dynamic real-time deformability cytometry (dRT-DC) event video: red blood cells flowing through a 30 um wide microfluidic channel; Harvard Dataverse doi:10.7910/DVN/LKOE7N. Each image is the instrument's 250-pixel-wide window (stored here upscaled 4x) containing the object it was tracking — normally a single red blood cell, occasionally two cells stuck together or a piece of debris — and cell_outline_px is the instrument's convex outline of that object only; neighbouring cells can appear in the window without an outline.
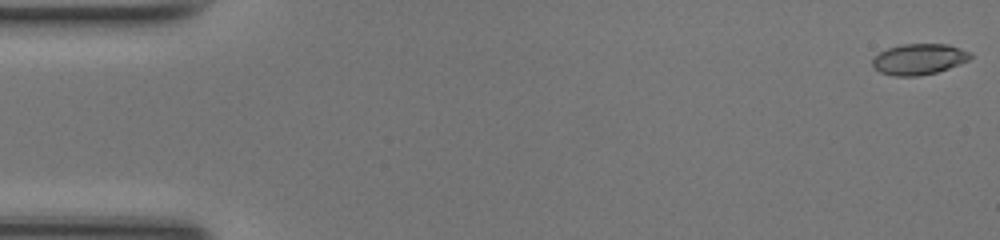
{"species": "common noctule bat (a hibernating species)", "species_latin": "Nyctalus noctula", "temperature_condition": "room temperature", "stored_images_in_passage": 49, "camera_frame_rate_fps": 3000, "um_per_image_px": 0.085, "animal": {"sex": "female", "body_mass_g": 17.0, "forearm_length_mm": 48.0}, "frame": {"image": 1, "passage_image": 1, "time_ms": 0.0, "image_size_px": [1000, 240], "cell_outline_px": [[972, 56], [968, 60], [960, 64], [936, 72], [920, 76], [896, 76], [880, 72], [872, 64], [872, 60], [880, 52], [888, 48], [900, 44], [948, 44], [972, 52]], "centroid_in_image_um": [78.14, 5.02], "position_along_channel_um": 6.9, "area_um2": 17.57}}
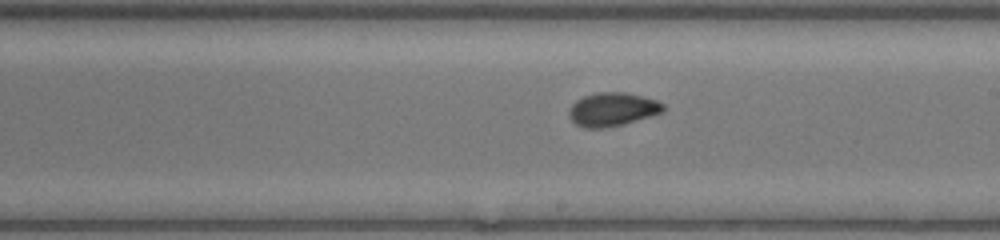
{"frame": {"image": 2, "passage_image": 28, "time_ms": 9.0, "image_size_px": [1000, 240], "cell_outline_px": [[668, 108], [664, 112], [624, 124], [604, 128], [584, 128], [576, 124], [568, 116], [568, 112], [572, 104], [576, 100], [584, 96], [596, 92], [624, 92], [656, 100], [664, 104]], "centroid_in_image_um": [52.07, 9.3], "position_along_channel_um": 236.9, "area_um2": 18.55}}
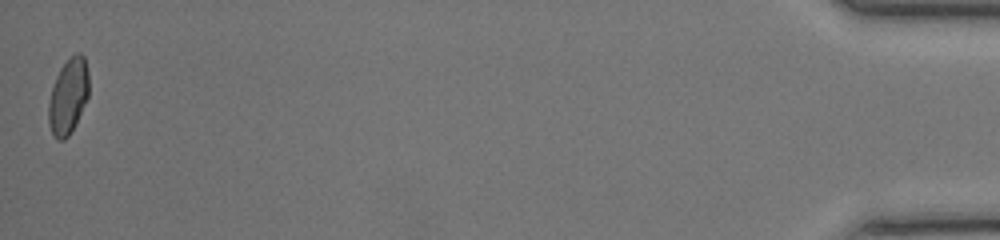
{"frame": {"image": 3, "passage_image": 49, "time_ms": 16.0, "image_size_px": [1000, 240], "cell_outline_px": [[88, 96], [76, 124], [68, 136], [64, 140], [56, 140], [48, 124], [48, 104], [52, 88], [56, 76], [60, 68], [76, 52], [80, 52], [84, 56], [88, 72]], "centroid_in_image_um": [5.79, 8.2], "position_along_channel_um": 429.4, "area_um2": 17.69}, "authors_computed_cell_mechanics": {"area_um2": 17.8024, "velocity_mm_per_s": 4.2344, "shape_relaxation_time_tau1_ms": 3.8415, "shape_relaxation_time_tau2_ms": 0.7411, "deformation_change_tau1": 0.1375, "deformation_change_tau2": 0.0392}}